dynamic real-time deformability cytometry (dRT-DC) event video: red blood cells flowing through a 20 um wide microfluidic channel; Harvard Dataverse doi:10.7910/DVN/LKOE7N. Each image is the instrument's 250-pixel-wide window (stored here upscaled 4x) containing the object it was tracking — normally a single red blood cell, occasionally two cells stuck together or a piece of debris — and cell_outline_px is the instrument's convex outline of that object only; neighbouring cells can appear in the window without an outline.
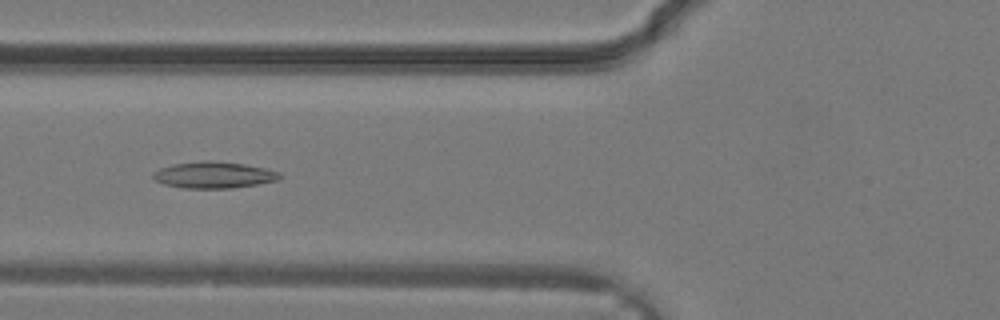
{"species": "common noctule bat (a hibernating species)", "species_latin": "Nyctalus noctula", "temperature_condition": "warm", "stored_images_in_passage": 33, "camera_frame_rate_fps": 3000, "um_per_image_px": 0.085, "animal": {"sex": "male", "body_mass_g": 19.2, "forearm_length_mm": 51.8}, "frame": {"image": 1, "passage_image": 14, "time_ms": 4.333, "image_size_px": [1000, 320], "cell_outline_px": [[284, 176], [276, 180], [256, 184], [232, 188], [184, 188], [164, 184], [156, 180], [152, 176], [152, 172], [160, 168], [172, 164], [204, 160], [208, 160], [244, 164], [264, 168], [280, 172]], "centroid_in_image_um": [18.16, 14.86], "position_along_channel_um": 107.6, "area_um2": 19.48}}
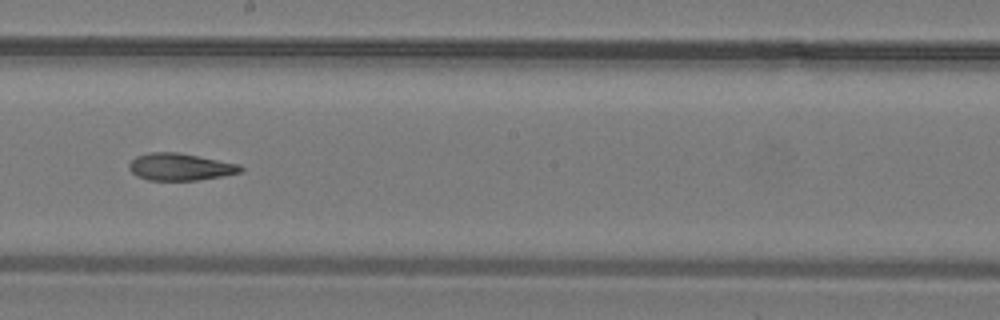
{"frame": {"image": 2, "passage_image": 20, "time_ms": 6.333, "image_size_px": [1000, 320], "cell_outline_px": [[244, 172], [196, 180], [148, 180], [136, 176], [128, 168], [128, 164], [136, 156], [148, 152], [180, 152], [240, 164], [244, 168]], "centroid_in_image_um": [15.32, 14.17], "position_along_channel_um": 232.9, "area_um2": 17.8}}
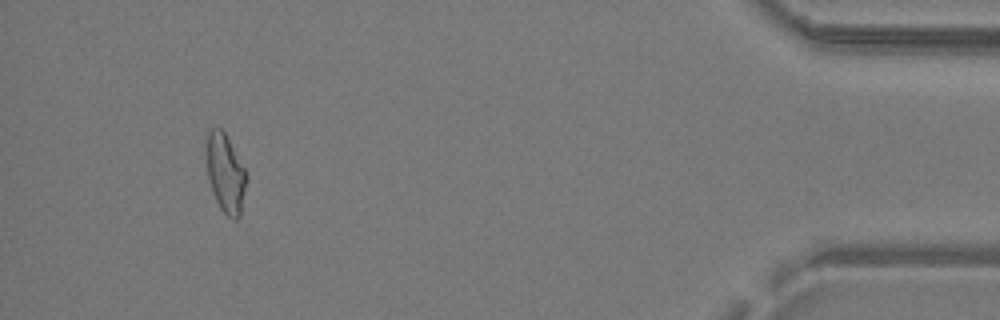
{"frame": {"image": 3, "passage_image": 32, "time_ms": 10.333, "image_size_px": [1000, 320], "cell_outline_px": [[248, 180], [240, 216], [236, 220], [232, 220], [220, 208], [212, 192], [208, 180], [204, 144], [204, 132], [208, 128], [220, 128], [224, 132], [244, 168], [248, 176]], "centroid_in_image_um": [19.12, 14.69], "position_along_channel_um": 416.1, "area_um2": 19.02}}